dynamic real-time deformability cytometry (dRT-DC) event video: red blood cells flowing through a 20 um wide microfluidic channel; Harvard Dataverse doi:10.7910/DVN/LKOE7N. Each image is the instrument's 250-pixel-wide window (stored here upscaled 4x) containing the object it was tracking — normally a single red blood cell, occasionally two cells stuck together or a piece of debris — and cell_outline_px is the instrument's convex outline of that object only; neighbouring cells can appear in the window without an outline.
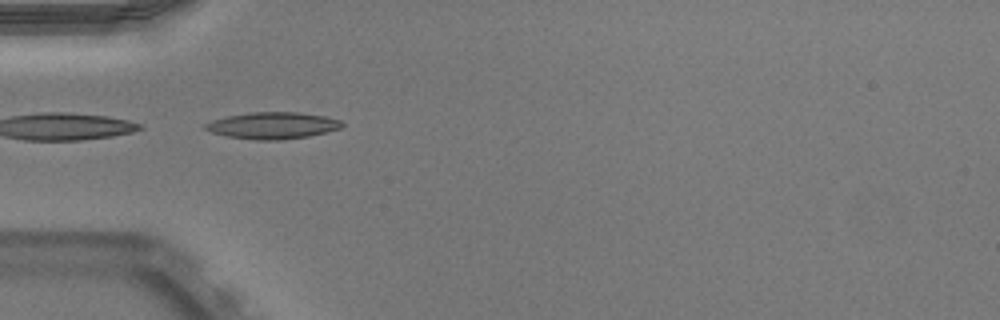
{"species": "Egyptian fruit bat (a non-hibernating species)", "species_latin": "Rousettus aegyptiacus", "temperature_condition": "warm", "stored_images_in_passage": 12, "camera_frame_rate_fps": 3000, "um_per_image_px": 0.085, "animal": {"sex": "male"}, "frame": {"image": 1, "passage_image": 1, "time_ms": 0.0, "image_size_px": [1000, 320], "cell_outline_px": [[344, 124], [340, 128], [308, 136], [280, 140], [256, 140], [228, 136], [212, 132], [204, 128], [204, 124], [212, 120], [228, 116], [252, 112], [300, 112], [324, 116], [340, 120]], "centroid_in_image_um": [23.17, 10.66], "position_along_channel_um": 61.8, "area_um2": 21.04}}